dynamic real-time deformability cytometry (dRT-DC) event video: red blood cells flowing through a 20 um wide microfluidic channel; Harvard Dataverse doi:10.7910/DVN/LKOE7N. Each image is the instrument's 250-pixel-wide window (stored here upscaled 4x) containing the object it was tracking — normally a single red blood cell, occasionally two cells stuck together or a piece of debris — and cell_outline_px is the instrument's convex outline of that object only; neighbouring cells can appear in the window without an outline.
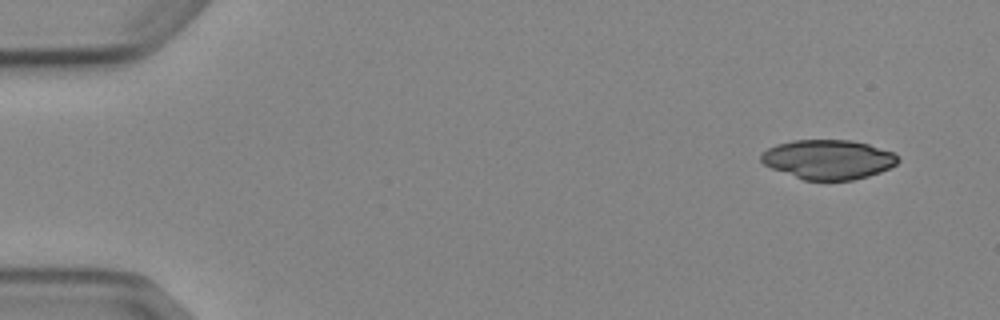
{"species": "Egyptian fruit bat (a non-hibernating species)", "species_latin": "Rousettus aegyptiacus", "temperature_condition": "cold", "stored_images_in_passage": 3, "camera_frame_rate_fps": 3000, "um_per_image_px": 0.085, "animal": {"sex": "female"}, "frame": {"image": 1, "passage_image": 1, "time_ms": 0.0, "image_size_px": [1000, 320], "cell_outline_px": [[900, 160], [896, 164], [880, 172], [868, 176], [852, 180], [804, 180], [772, 168], [764, 164], [760, 160], [760, 156], [768, 148], [776, 144], [792, 140], [852, 140], [868, 144], [892, 152], [900, 156]], "centroid_in_image_um": [70.41, 13.55], "position_along_channel_um": 14.6, "area_um2": 31.39}}